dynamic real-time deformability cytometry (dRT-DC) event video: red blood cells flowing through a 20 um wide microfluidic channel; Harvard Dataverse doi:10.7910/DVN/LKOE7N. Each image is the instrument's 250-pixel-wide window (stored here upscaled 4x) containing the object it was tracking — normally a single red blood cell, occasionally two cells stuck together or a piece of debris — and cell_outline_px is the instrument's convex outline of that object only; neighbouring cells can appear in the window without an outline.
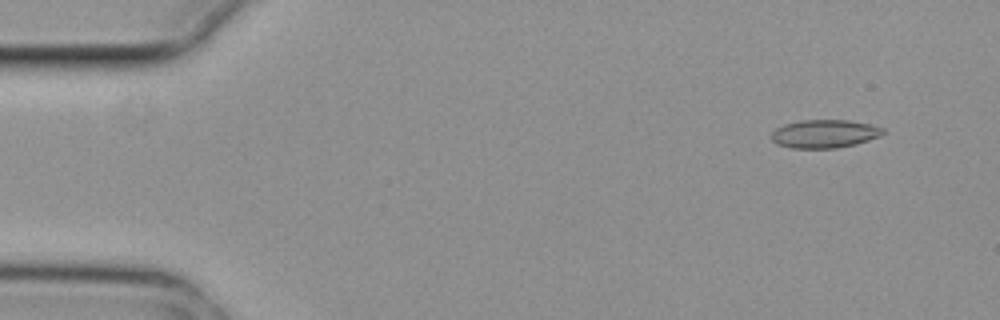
{"species": "common noctule bat (a hibernating species)", "species_latin": "Nyctalus noctula", "temperature_condition": "cold", "stored_images_in_passage": 4, "camera_frame_rate_fps": 3000, "um_per_image_px": 0.085, "animal": {"sex": "female", "body_mass_g": 29.2, "forearm_length_mm": 56.3}, "frame": {"image": 1, "passage_image": 1, "time_ms": 0.0, "image_size_px": [1000, 320], "cell_outline_px": [[888, 132], [880, 136], [856, 144], [836, 148], [792, 148], [776, 144], [768, 136], [776, 128], [784, 124], [800, 120], [848, 120], [868, 124], [884, 128]], "centroid_in_image_um": [70.07, 11.37], "position_along_channel_um": 14.9, "area_um2": 18.55}}
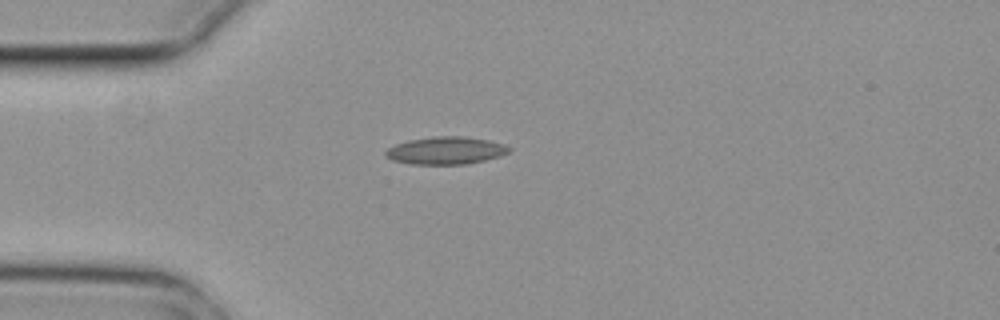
{"frame": {"image": 2, "passage_image": 4, "time_ms": 1.0, "image_size_px": [1000, 320], "cell_outline_px": [[512, 148], [508, 152], [500, 156], [468, 164], [412, 164], [392, 160], [384, 156], [384, 152], [388, 148], [396, 144], [408, 140], [432, 136], [464, 136], [488, 140], [504, 144]], "centroid_in_image_um": [37.88, 12.79], "position_along_channel_um": 47.1, "area_um2": 19.88}}